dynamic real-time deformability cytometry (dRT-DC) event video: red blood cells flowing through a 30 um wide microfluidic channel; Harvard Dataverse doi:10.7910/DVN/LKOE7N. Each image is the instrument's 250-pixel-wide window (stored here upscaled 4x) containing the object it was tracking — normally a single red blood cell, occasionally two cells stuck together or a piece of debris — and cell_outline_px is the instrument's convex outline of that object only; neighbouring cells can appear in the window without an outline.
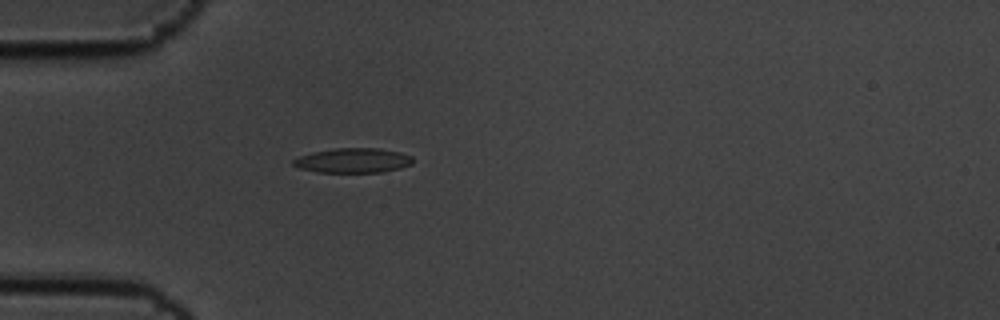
{"species": "common noctule bat (a hibernating species)", "species_latin": "Nyctalus noctula", "temperature_condition": "cold", "stored_images_in_passage": 5, "camera_frame_rate_fps": 3000, "um_per_image_px": 0.085, "animal": {"sex": "male", "body_mass_g": 19.5, "forearm_length_mm": 54.6}, "frame": {"image": 1, "passage_image": 5, "time_ms": 1.333, "image_size_px": [1000, 320], "cell_outline_px": [[412, 164], [400, 168], [380, 172], [316, 172], [300, 168], [292, 164], [292, 160], [300, 156], [312, 152], [332, 148], [380, 148], [400, 152], [412, 156]], "centroid_in_image_um": [30.0, 13.63], "position_along_channel_um": 55.0, "area_um2": 17.22}}